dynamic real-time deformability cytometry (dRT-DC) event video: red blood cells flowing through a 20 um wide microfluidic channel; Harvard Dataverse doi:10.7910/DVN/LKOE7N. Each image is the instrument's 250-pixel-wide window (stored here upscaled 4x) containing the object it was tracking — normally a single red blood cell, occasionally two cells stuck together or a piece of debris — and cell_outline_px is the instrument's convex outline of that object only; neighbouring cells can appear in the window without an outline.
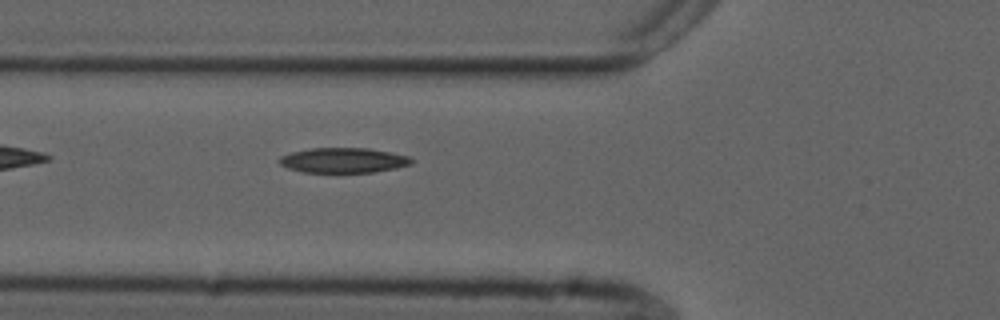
{"species": "common noctule bat (a hibernating species)", "species_latin": "Nyctalus noctula", "temperature_condition": "cold", "stored_images_in_passage": 5, "camera_frame_rate_fps": 3000, "um_per_image_px": 0.085, "animal": {"sex": "male", "forearm_length_mm": 52.5}, "frame": {"image": 1, "passage_image": 5, "time_ms": 1.333, "image_size_px": [1000, 320], "cell_outline_px": [[416, 160], [412, 164], [396, 168], [372, 172], [304, 172], [288, 168], [280, 164], [280, 156], [292, 152], [312, 148], [368, 148], [408, 156]], "centroid_in_image_um": [29.22, 13.62], "position_along_channel_um": 96.6, "area_um2": 19.13}}